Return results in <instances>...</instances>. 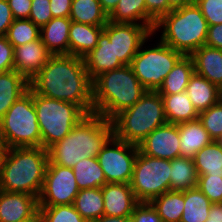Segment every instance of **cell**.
Returning a JSON list of instances; mask_svg holds the SVG:
<instances>
[{"label":"cell","mask_w":222,"mask_h":222,"mask_svg":"<svg viewBox=\"0 0 222 222\" xmlns=\"http://www.w3.org/2000/svg\"><path fill=\"white\" fill-rule=\"evenodd\" d=\"M131 222H162L150 202H139L131 214Z\"/></svg>","instance_id":"obj_42"},{"label":"cell","mask_w":222,"mask_h":222,"mask_svg":"<svg viewBox=\"0 0 222 222\" xmlns=\"http://www.w3.org/2000/svg\"><path fill=\"white\" fill-rule=\"evenodd\" d=\"M14 70L21 74L28 82L44 67L52 54L41 40L14 48Z\"/></svg>","instance_id":"obj_16"},{"label":"cell","mask_w":222,"mask_h":222,"mask_svg":"<svg viewBox=\"0 0 222 222\" xmlns=\"http://www.w3.org/2000/svg\"><path fill=\"white\" fill-rule=\"evenodd\" d=\"M146 4V26L152 31L156 23L164 16L173 10L167 0H145Z\"/></svg>","instance_id":"obj_39"},{"label":"cell","mask_w":222,"mask_h":222,"mask_svg":"<svg viewBox=\"0 0 222 222\" xmlns=\"http://www.w3.org/2000/svg\"><path fill=\"white\" fill-rule=\"evenodd\" d=\"M180 156L193 158L213 140L199 119L178 124Z\"/></svg>","instance_id":"obj_21"},{"label":"cell","mask_w":222,"mask_h":222,"mask_svg":"<svg viewBox=\"0 0 222 222\" xmlns=\"http://www.w3.org/2000/svg\"><path fill=\"white\" fill-rule=\"evenodd\" d=\"M79 188L73 169L60 165H47L39 206L73 204Z\"/></svg>","instance_id":"obj_12"},{"label":"cell","mask_w":222,"mask_h":222,"mask_svg":"<svg viewBox=\"0 0 222 222\" xmlns=\"http://www.w3.org/2000/svg\"><path fill=\"white\" fill-rule=\"evenodd\" d=\"M14 19H27L31 11L32 0H7Z\"/></svg>","instance_id":"obj_44"},{"label":"cell","mask_w":222,"mask_h":222,"mask_svg":"<svg viewBox=\"0 0 222 222\" xmlns=\"http://www.w3.org/2000/svg\"><path fill=\"white\" fill-rule=\"evenodd\" d=\"M69 18L93 26H105L109 20L99 0H72Z\"/></svg>","instance_id":"obj_29"},{"label":"cell","mask_w":222,"mask_h":222,"mask_svg":"<svg viewBox=\"0 0 222 222\" xmlns=\"http://www.w3.org/2000/svg\"><path fill=\"white\" fill-rule=\"evenodd\" d=\"M14 47L6 36H0V74L14 70Z\"/></svg>","instance_id":"obj_43"},{"label":"cell","mask_w":222,"mask_h":222,"mask_svg":"<svg viewBox=\"0 0 222 222\" xmlns=\"http://www.w3.org/2000/svg\"><path fill=\"white\" fill-rule=\"evenodd\" d=\"M197 187L205 194L212 204L222 203V177L198 175Z\"/></svg>","instance_id":"obj_38"},{"label":"cell","mask_w":222,"mask_h":222,"mask_svg":"<svg viewBox=\"0 0 222 222\" xmlns=\"http://www.w3.org/2000/svg\"><path fill=\"white\" fill-rule=\"evenodd\" d=\"M72 0H50L52 17H69Z\"/></svg>","instance_id":"obj_47"},{"label":"cell","mask_w":222,"mask_h":222,"mask_svg":"<svg viewBox=\"0 0 222 222\" xmlns=\"http://www.w3.org/2000/svg\"><path fill=\"white\" fill-rule=\"evenodd\" d=\"M186 93L198 113L207 110L220 100V89L195 72L189 79Z\"/></svg>","instance_id":"obj_23"},{"label":"cell","mask_w":222,"mask_h":222,"mask_svg":"<svg viewBox=\"0 0 222 222\" xmlns=\"http://www.w3.org/2000/svg\"><path fill=\"white\" fill-rule=\"evenodd\" d=\"M115 23L146 25L145 0H119L114 11L108 16Z\"/></svg>","instance_id":"obj_34"},{"label":"cell","mask_w":222,"mask_h":222,"mask_svg":"<svg viewBox=\"0 0 222 222\" xmlns=\"http://www.w3.org/2000/svg\"><path fill=\"white\" fill-rule=\"evenodd\" d=\"M167 2L172 9H177L195 3V0H167Z\"/></svg>","instance_id":"obj_51"},{"label":"cell","mask_w":222,"mask_h":222,"mask_svg":"<svg viewBox=\"0 0 222 222\" xmlns=\"http://www.w3.org/2000/svg\"><path fill=\"white\" fill-rule=\"evenodd\" d=\"M0 136L5 149L41 147V133L30 88L2 117Z\"/></svg>","instance_id":"obj_8"},{"label":"cell","mask_w":222,"mask_h":222,"mask_svg":"<svg viewBox=\"0 0 222 222\" xmlns=\"http://www.w3.org/2000/svg\"><path fill=\"white\" fill-rule=\"evenodd\" d=\"M104 213L106 216L131 217L139 203L130 184L106 183L102 188Z\"/></svg>","instance_id":"obj_17"},{"label":"cell","mask_w":222,"mask_h":222,"mask_svg":"<svg viewBox=\"0 0 222 222\" xmlns=\"http://www.w3.org/2000/svg\"><path fill=\"white\" fill-rule=\"evenodd\" d=\"M217 142L222 146V136L217 140Z\"/></svg>","instance_id":"obj_53"},{"label":"cell","mask_w":222,"mask_h":222,"mask_svg":"<svg viewBox=\"0 0 222 222\" xmlns=\"http://www.w3.org/2000/svg\"><path fill=\"white\" fill-rule=\"evenodd\" d=\"M150 203L162 222H180L184 208V191H166L153 198Z\"/></svg>","instance_id":"obj_32"},{"label":"cell","mask_w":222,"mask_h":222,"mask_svg":"<svg viewBox=\"0 0 222 222\" xmlns=\"http://www.w3.org/2000/svg\"><path fill=\"white\" fill-rule=\"evenodd\" d=\"M4 146H0V159H1V156H2V153H3V150H4Z\"/></svg>","instance_id":"obj_52"},{"label":"cell","mask_w":222,"mask_h":222,"mask_svg":"<svg viewBox=\"0 0 222 222\" xmlns=\"http://www.w3.org/2000/svg\"><path fill=\"white\" fill-rule=\"evenodd\" d=\"M113 135L112 121L95 113L88 114L69 134L47 149L48 165L72 168L84 158L97 157Z\"/></svg>","instance_id":"obj_2"},{"label":"cell","mask_w":222,"mask_h":222,"mask_svg":"<svg viewBox=\"0 0 222 222\" xmlns=\"http://www.w3.org/2000/svg\"><path fill=\"white\" fill-rule=\"evenodd\" d=\"M28 88L29 82L15 70L0 74V121Z\"/></svg>","instance_id":"obj_25"},{"label":"cell","mask_w":222,"mask_h":222,"mask_svg":"<svg viewBox=\"0 0 222 222\" xmlns=\"http://www.w3.org/2000/svg\"><path fill=\"white\" fill-rule=\"evenodd\" d=\"M220 100L222 101V88L220 89Z\"/></svg>","instance_id":"obj_54"},{"label":"cell","mask_w":222,"mask_h":222,"mask_svg":"<svg viewBox=\"0 0 222 222\" xmlns=\"http://www.w3.org/2000/svg\"><path fill=\"white\" fill-rule=\"evenodd\" d=\"M103 31L113 41L115 58L124 65H130L141 44L153 33L146 25L115 23L108 20Z\"/></svg>","instance_id":"obj_13"},{"label":"cell","mask_w":222,"mask_h":222,"mask_svg":"<svg viewBox=\"0 0 222 222\" xmlns=\"http://www.w3.org/2000/svg\"><path fill=\"white\" fill-rule=\"evenodd\" d=\"M111 121L116 138L138 146L153 130L167 123L162 97L157 91H147Z\"/></svg>","instance_id":"obj_6"},{"label":"cell","mask_w":222,"mask_h":222,"mask_svg":"<svg viewBox=\"0 0 222 222\" xmlns=\"http://www.w3.org/2000/svg\"><path fill=\"white\" fill-rule=\"evenodd\" d=\"M48 162L47 149L42 146L4 149L0 159V190L39 198Z\"/></svg>","instance_id":"obj_3"},{"label":"cell","mask_w":222,"mask_h":222,"mask_svg":"<svg viewBox=\"0 0 222 222\" xmlns=\"http://www.w3.org/2000/svg\"><path fill=\"white\" fill-rule=\"evenodd\" d=\"M195 73L206 78L219 89L222 88V50L206 45L192 55Z\"/></svg>","instance_id":"obj_20"},{"label":"cell","mask_w":222,"mask_h":222,"mask_svg":"<svg viewBox=\"0 0 222 222\" xmlns=\"http://www.w3.org/2000/svg\"><path fill=\"white\" fill-rule=\"evenodd\" d=\"M79 190L102 188L107 182L97 157L80 160L72 167Z\"/></svg>","instance_id":"obj_30"},{"label":"cell","mask_w":222,"mask_h":222,"mask_svg":"<svg viewBox=\"0 0 222 222\" xmlns=\"http://www.w3.org/2000/svg\"><path fill=\"white\" fill-rule=\"evenodd\" d=\"M29 88L44 97L74 103L87 114L93 113L92 80L81 57L52 55L29 81Z\"/></svg>","instance_id":"obj_1"},{"label":"cell","mask_w":222,"mask_h":222,"mask_svg":"<svg viewBox=\"0 0 222 222\" xmlns=\"http://www.w3.org/2000/svg\"><path fill=\"white\" fill-rule=\"evenodd\" d=\"M205 45L222 50V23L208 26Z\"/></svg>","instance_id":"obj_46"},{"label":"cell","mask_w":222,"mask_h":222,"mask_svg":"<svg viewBox=\"0 0 222 222\" xmlns=\"http://www.w3.org/2000/svg\"><path fill=\"white\" fill-rule=\"evenodd\" d=\"M137 154V145L122 141L113 135L97 156L106 182L129 184Z\"/></svg>","instance_id":"obj_11"},{"label":"cell","mask_w":222,"mask_h":222,"mask_svg":"<svg viewBox=\"0 0 222 222\" xmlns=\"http://www.w3.org/2000/svg\"><path fill=\"white\" fill-rule=\"evenodd\" d=\"M197 175L222 177V146L217 141L203 147L193 157Z\"/></svg>","instance_id":"obj_33"},{"label":"cell","mask_w":222,"mask_h":222,"mask_svg":"<svg viewBox=\"0 0 222 222\" xmlns=\"http://www.w3.org/2000/svg\"><path fill=\"white\" fill-rule=\"evenodd\" d=\"M167 123L180 124L198 119L199 113L186 92L161 95Z\"/></svg>","instance_id":"obj_24"},{"label":"cell","mask_w":222,"mask_h":222,"mask_svg":"<svg viewBox=\"0 0 222 222\" xmlns=\"http://www.w3.org/2000/svg\"><path fill=\"white\" fill-rule=\"evenodd\" d=\"M88 76L93 80L98 75L120 68L124 64L115 58L113 41L102 31L96 47L83 57Z\"/></svg>","instance_id":"obj_18"},{"label":"cell","mask_w":222,"mask_h":222,"mask_svg":"<svg viewBox=\"0 0 222 222\" xmlns=\"http://www.w3.org/2000/svg\"><path fill=\"white\" fill-rule=\"evenodd\" d=\"M69 17H55L40 28V37L52 55H69Z\"/></svg>","instance_id":"obj_19"},{"label":"cell","mask_w":222,"mask_h":222,"mask_svg":"<svg viewBox=\"0 0 222 222\" xmlns=\"http://www.w3.org/2000/svg\"><path fill=\"white\" fill-rule=\"evenodd\" d=\"M38 198L0 190V222H38Z\"/></svg>","instance_id":"obj_15"},{"label":"cell","mask_w":222,"mask_h":222,"mask_svg":"<svg viewBox=\"0 0 222 222\" xmlns=\"http://www.w3.org/2000/svg\"><path fill=\"white\" fill-rule=\"evenodd\" d=\"M7 40L15 48L40 38V27L29 18L14 19L6 34Z\"/></svg>","instance_id":"obj_35"},{"label":"cell","mask_w":222,"mask_h":222,"mask_svg":"<svg viewBox=\"0 0 222 222\" xmlns=\"http://www.w3.org/2000/svg\"><path fill=\"white\" fill-rule=\"evenodd\" d=\"M146 92L130 65L102 73L92 80L93 113L111 121Z\"/></svg>","instance_id":"obj_4"},{"label":"cell","mask_w":222,"mask_h":222,"mask_svg":"<svg viewBox=\"0 0 222 222\" xmlns=\"http://www.w3.org/2000/svg\"><path fill=\"white\" fill-rule=\"evenodd\" d=\"M180 135L178 125L166 123L147 135L138 150L150 157L173 160L180 157Z\"/></svg>","instance_id":"obj_14"},{"label":"cell","mask_w":222,"mask_h":222,"mask_svg":"<svg viewBox=\"0 0 222 222\" xmlns=\"http://www.w3.org/2000/svg\"><path fill=\"white\" fill-rule=\"evenodd\" d=\"M198 119L203 127L208 131L213 141H217L222 136V101L200 112Z\"/></svg>","instance_id":"obj_37"},{"label":"cell","mask_w":222,"mask_h":222,"mask_svg":"<svg viewBox=\"0 0 222 222\" xmlns=\"http://www.w3.org/2000/svg\"><path fill=\"white\" fill-rule=\"evenodd\" d=\"M154 37L156 36L152 33L141 44L130 64L139 82L147 91H158L167 74L184 56L159 38L154 41L155 43L148 45L147 42H152Z\"/></svg>","instance_id":"obj_9"},{"label":"cell","mask_w":222,"mask_h":222,"mask_svg":"<svg viewBox=\"0 0 222 222\" xmlns=\"http://www.w3.org/2000/svg\"><path fill=\"white\" fill-rule=\"evenodd\" d=\"M104 26L71 22L69 28V55L83 58L93 50Z\"/></svg>","instance_id":"obj_22"},{"label":"cell","mask_w":222,"mask_h":222,"mask_svg":"<svg viewBox=\"0 0 222 222\" xmlns=\"http://www.w3.org/2000/svg\"><path fill=\"white\" fill-rule=\"evenodd\" d=\"M39 222H87L74 208L73 204L39 206Z\"/></svg>","instance_id":"obj_36"},{"label":"cell","mask_w":222,"mask_h":222,"mask_svg":"<svg viewBox=\"0 0 222 222\" xmlns=\"http://www.w3.org/2000/svg\"><path fill=\"white\" fill-rule=\"evenodd\" d=\"M90 222H131V217H116L103 215Z\"/></svg>","instance_id":"obj_50"},{"label":"cell","mask_w":222,"mask_h":222,"mask_svg":"<svg viewBox=\"0 0 222 222\" xmlns=\"http://www.w3.org/2000/svg\"><path fill=\"white\" fill-rule=\"evenodd\" d=\"M101 8L109 16L116 8L119 0H99Z\"/></svg>","instance_id":"obj_49"},{"label":"cell","mask_w":222,"mask_h":222,"mask_svg":"<svg viewBox=\"0 0 222 222\" xmlns=\"http://www.w3.org/2000/svg\"><path fill=\"white\" fill-rule=\"evenodd\" d=\"M205 222H216V221H210V219H207Z\"/></svg>","instance_id":"obj_56"},{"label":"cell","mask_w":222,"mask_h":222,"mask_svg":"<svg viewBox=\"0 0 222 222\" xmlns=\"http://www.w3.org/2000/svg\"><path fill=\"white\" fill-rule=\"evenodd\" d=\"M33 104L41 133V146H53L88 114L78 105L44 97L33 92Z\"/></svg>","instance_id":"obj_7"},{"label":"cell","mask_w":222,"mask_h":222,"mask_svg":"<svg viewBox=\"0 0 222 222\" xmlns=\"http://www.w3.org/2000/svg\"><path fill=\"white\" fill-rule=\"evenodd\" d=\"M212 203L198 187L184 191V208L180 222H205Z\"/></svg>","instance_id":"obj_28"},{"label":"cell","mask_w":222,"mask_h":222,"mask_svg":"<svg viewBox=\"0 0 222 222\" xmlns=\"http://www.w3.org/2000/svg\"><path fill=\"white\" fill-rule=\"evenodd\" d=\"M208 26L222 23V0H195Z\"/></svg>","instance_id":"obj_40"},{"label":"cell","mask_w":222,"mask_h":222,"mask_svg":"<svg viewBox=\"0 0 222 222\" xmlns=\"http://www.w3.org/2000/svg\"><path fill=\"white\" fill-rule=\"evenodd\" d=\"M50 0H32L29 19L40 28L52 19Z\"/></svg>","instance_id":"obj_41"},{"label":"cell","mask_w":222,"mask_h":222,"mask_svg":"<svg viewBox=\"0 0 222 222\" xmlns=\"http://www.w3.org/2000/svg\"><path fill=\"white\" fill-rule=\"evenodd\" d=\"M14 21L13 13L7 0H0V36H6L8 28Z\"/></svg>","instance_id":"obj_45"},{"label":"cell","mask_w":222,"mask_h":222,"mask_svg":"<svg viewBox=\"0 0 222 222\" xmlns=\"http://www.w3.org/2000/svg\"><path fill=\"white\" fill-rule=\"evenodd\" d=\"M197 180L193 158L180 156L171 160V191H185L197 187Z\"/></svg>","instance_id":"obj_27"},{"label":"cell","mask_w":222,"mask_h":222,"mask_svg":"<svg viewBox=\"0 0 222 222\" xmlns=\"http://www.w3.org/2000/svg\"><path fill=\"white\" fill-rule=\"evenodd\" d=\"M0 146H4L3 143H2L1 136H0Z\"/></svg>","instance_id":"obj_55"},{"label":"cell","mask_w":222,"mask_h":222,"mask_svg":"<svg viewBox=\"0 0 222 222\" xmlns=\"http://www.w3.org/2000/svg\"><path fill=\"white\" fill-rule=\"evenodd\" d=\"M170 174L171 160L153 158L138 150L129 184L139 202H150L171 190Z\"/></svg>","instance_id":"obj_10"},{"label":"cell","mask_w":222,"mask_h":222,"mask_svg":"<svg viewBox=\"0 0 222 222\" xmlns=\"http://www.w3.org/2000/svg\"><path fill=\"white\" fill-rule=\"evenodd\" d=\"M73 206L87 222L100 218L104 213L102 189L80 190L74 199Z\"/></svg>","instance_id":"obj_31"},{"label":"cell","mask_w":222,"mask_h":222,"mask_svg":"<svg viewBox=\"0 0 222 222\" xmlns=\"http://www.w3.org/2000/svg\"><path fill=\"white\" fill-rule=\"evenodd\" d=\"M194 62L191 56H183L165 77L157 91L160 95L186 92L190 77L194 74Z\"/></svg>","instance_id":"obj_26"},{"label":"cell","mask_w":222,"mask_h":222,"mask_svg":"<svg viewBox=\"0 0 222 222\" xmlns=\"http://www.w3.org/2000/svg\"><path fill=\"white\" fill-rule=\"evenodd\" d=\"M208 219H210V221L222 222V203L211 205Z\"/></svg>","instance_id":"obj_48"},{"label":"cell","mask_w":222,"mask_h":222,"mask_svg":"<svg viewBox=\"0 0 222 222\" xmlns=\"http://www.w3.org/2000/svg\"><path fill=\"white\" fill-rule=\"evenodd\" d=\"M207 31L206 19L196 3H192L164 15L156 23L153 33L158 36L156 39L159 38L175 51L191 56L205 45Z\"/></svg>","instance_id":"obj_5"}]
</instances>
